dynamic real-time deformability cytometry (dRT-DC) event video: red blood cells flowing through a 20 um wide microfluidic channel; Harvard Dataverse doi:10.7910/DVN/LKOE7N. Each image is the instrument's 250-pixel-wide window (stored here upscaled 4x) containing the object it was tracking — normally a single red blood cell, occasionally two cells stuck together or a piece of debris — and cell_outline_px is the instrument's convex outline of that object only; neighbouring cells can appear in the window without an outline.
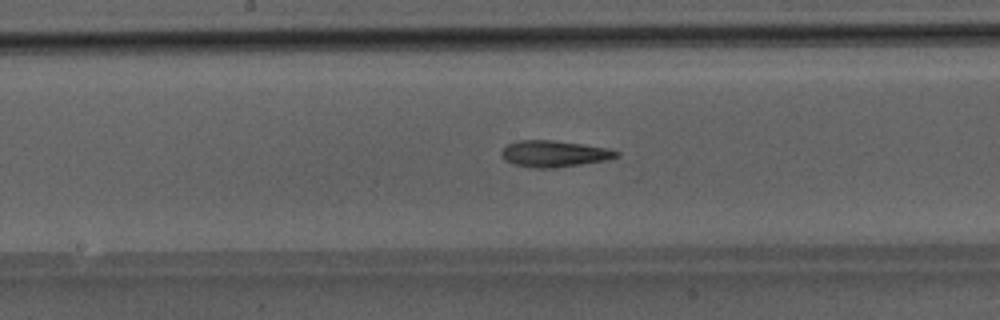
{"species": "Egyptian fruit bat (a non-hibernating species)", "species_latin": "Rousettus aegyptiacus", "temperature_condition": "room temperature", "stored_images_in_passage": 36, "camera_frame_rate_fps": 3000, "um_per_image_px": 0.085, "animal": {"sex": "male"}, "frame": {"image": 1, "passage_image": 13, "time_ms": 4.0, "image_size_px": [1000, 320], "cell_outline_px": [[620, 156], [608, 160], [580, 164], [548, 168], [536, 168], [512, 164], [504, 160], [500, 152], [508, 144], [516, 140], [552, 140], [608, 148], [620, 152]], "centroid_in_image_um": [47.09, 13.06], "position_along_channel_um": 201.1, "area_um2": 17.63}}
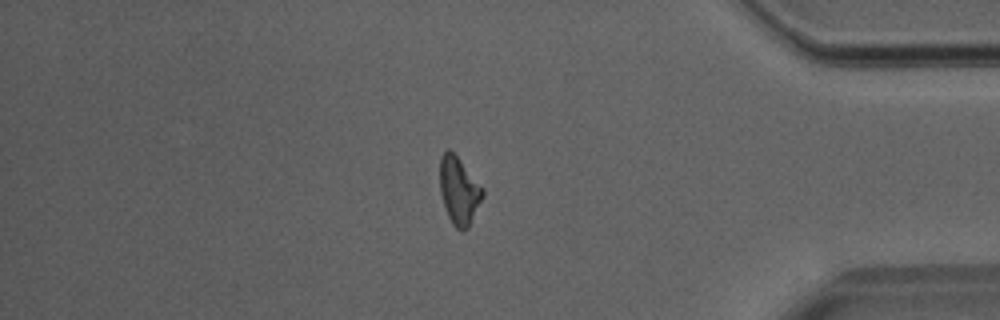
{"frame": {"image": 2, "passage_image": 29, "time_ms": 9.333, "image_size_px": [1000, 320], "cell_outline_px": [[484, 196], [468, 228], [464, 232], [460, 232], [452, 224], [448, 216], [440, 192], [440, 156], [448, 148], [460, 160], [484, 188]], "centroid_in_image_um": [39.02, 16.24], "position_along_channel_um": 396.2, "area_um2": 16.88}}
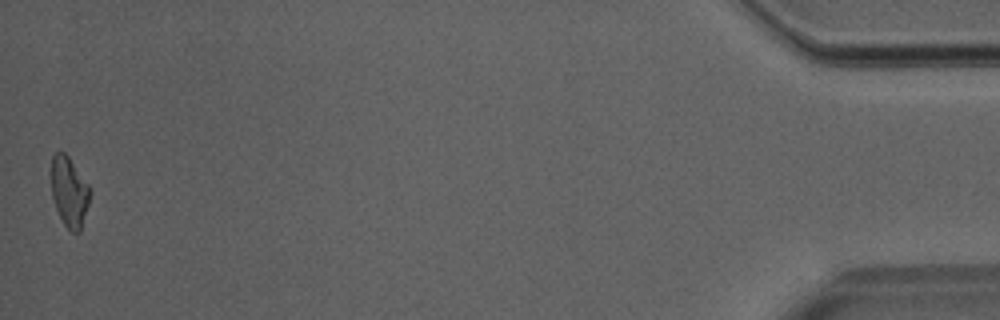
{"frame": {"image": 3, "passage_image": 36, "time_ms": 11.667, "image_size_px": [1000, 320], "cell_outline_px": [[92, 192], [80, 232], [72, 232], [64, 224], [56, 208], [52, 196], [52, 156], [56, 152], [64, 152], [68, 156], [88, 184]], "centroid_in_image_um": [5.91, 16.31], "position_along_channel_um": 429.3, "area_um2": 15.61}}